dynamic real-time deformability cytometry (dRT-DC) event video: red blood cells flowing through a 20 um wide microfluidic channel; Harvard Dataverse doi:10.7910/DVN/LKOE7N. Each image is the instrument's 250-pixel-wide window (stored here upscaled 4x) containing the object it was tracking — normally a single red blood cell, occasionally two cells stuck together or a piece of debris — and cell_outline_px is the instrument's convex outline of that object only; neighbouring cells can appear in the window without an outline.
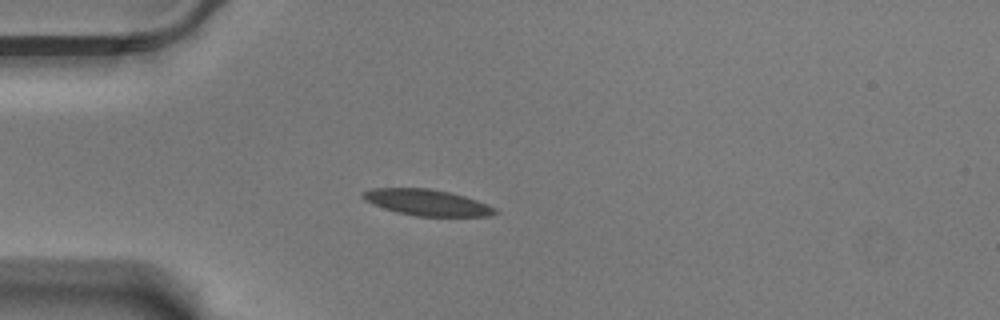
{"species": "Egyptian fruit bat (a non-hibernating species)", "species_latin": "Rousettus aegyptiacus", "temperature_condition": "warm", "stored_images_in_passage": 39, "camera_frame_rate_fps": 3000, "um_per_image_px": 0.085, "animal": {"sex": "male"}, "frame": {"image": 1, "passage_image": 1, "time_ms": 0.0, "image_size_px": [1000, 320], "cell_outline_px": [[500, 212], [488, 216], [416, 216], [396, 212], [372, 204], [364, 200], [360, 196], [364, 192], [372, 188], [428, 188], [448, 192], [464, 196], [488, 204], [496, 208]], "centroid_in_image_um": [36.29, 17.21], "position_along_channel_um": 48.7, "area_um2": 20.11}}
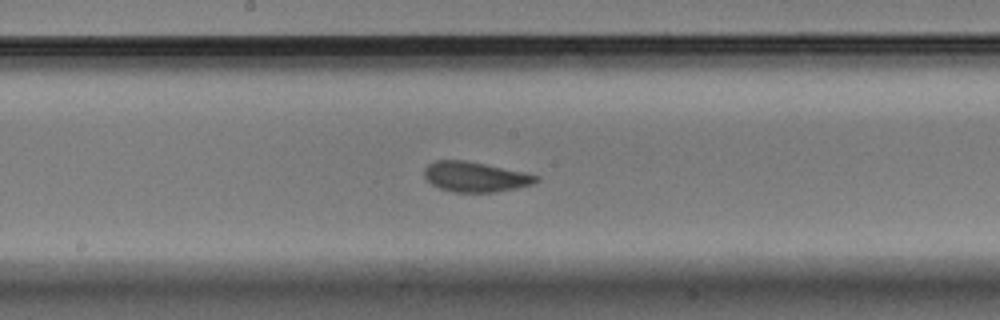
{"frame": {"image": 2, "passage_image": 16, "time_ms": 5.0, "image_size_px": [1000, 320], "cell_outline_px": [[540, 180], [532, 184], [516, 188], [496, 192], [452, 192], [440, 188], [432, 184], [424, 176], [424, 168], [428, 164], [436, 160], [464, 160], [524, 172], [540, 176]], "centroid_in_image_um": [40.4, 15.03], "position_along_channel_um": 207.8, "area_um2": 19.54}}
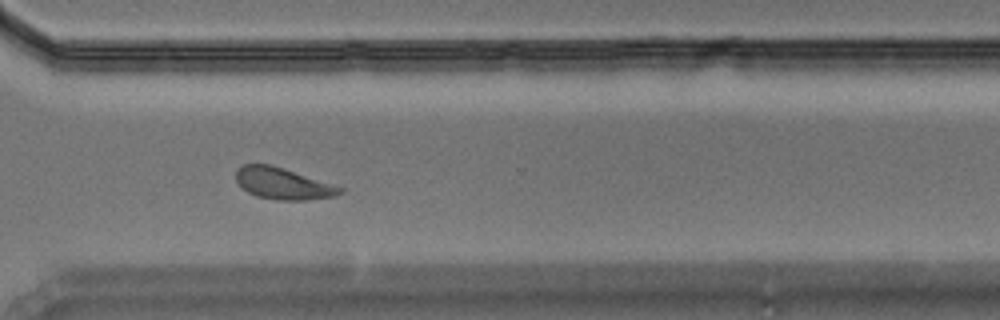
{"frame": {"image": 3, "passage_image": 28, "time_ms": 9.0, "image_size_px": [1000, 320], "cell_outline_px": [[344, 192], [336, 196], [304, 200], [276, 200], [256, 196], [248, 192], [236, 184], [236, 168], [244, 164], [272, 164], [344, 188]], "centroid_in_image_um": [24.02, 15.6], "position_along_channel_um": 346.6, "area_um2": 19.25}, "authors_computed_cell_mechanics": {"area_um2": 19.7676, "velocity_mm_per_s": 3.4747, "shape_relaxation_time_tau1_ms": 2.7699, "shape_relaxation_time_tau2_ms": 0.6887, "deformation_change_tau1": 0.1219, "deformation_change_tau2": 0.0683}}